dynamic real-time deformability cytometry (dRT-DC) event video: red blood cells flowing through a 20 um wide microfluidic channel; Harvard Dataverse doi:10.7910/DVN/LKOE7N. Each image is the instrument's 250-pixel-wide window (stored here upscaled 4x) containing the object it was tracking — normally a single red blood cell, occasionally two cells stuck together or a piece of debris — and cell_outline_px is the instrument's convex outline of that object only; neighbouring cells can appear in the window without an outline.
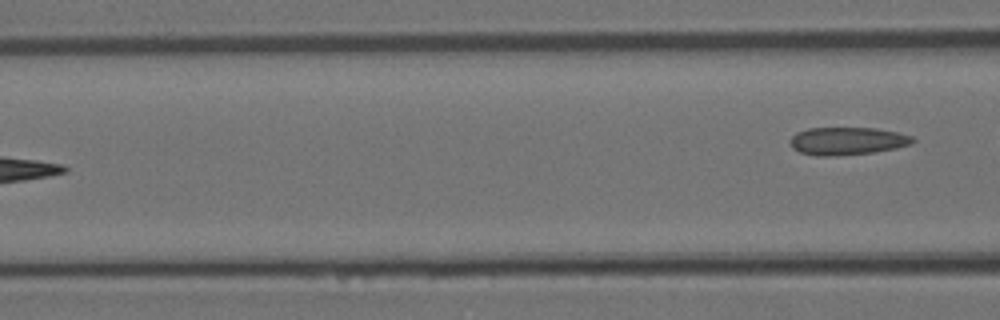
{"species": "Egyptian fruit bat (a non-hibernating species)", "species_latin": "Rousettus aegyptiacus", "temperature_condition": "room temperature", "stored_images_in_passage": 6, "camera_frame_rate_fps": 3000, "um_per_image_px": 0.085, "animal": {"sex": "female"}, "frame": {"image": 1, "passage_image": 6, "time_ms": 1.667, "image_size_px": [1000, 320], "cell_outline_px": [[916, 140], [912, 144], [896, 148], [876, 152], [836, 156], [816, 156], [800, 152], [792, 148], [788, 140], [796, 132], [808, 128], [876, 128], [896, 132], [912, 136]], "centroid_in_image_um": [72.0, 11.99], "position_along_channel_um": 94.6, "area_um2": 20.06}}